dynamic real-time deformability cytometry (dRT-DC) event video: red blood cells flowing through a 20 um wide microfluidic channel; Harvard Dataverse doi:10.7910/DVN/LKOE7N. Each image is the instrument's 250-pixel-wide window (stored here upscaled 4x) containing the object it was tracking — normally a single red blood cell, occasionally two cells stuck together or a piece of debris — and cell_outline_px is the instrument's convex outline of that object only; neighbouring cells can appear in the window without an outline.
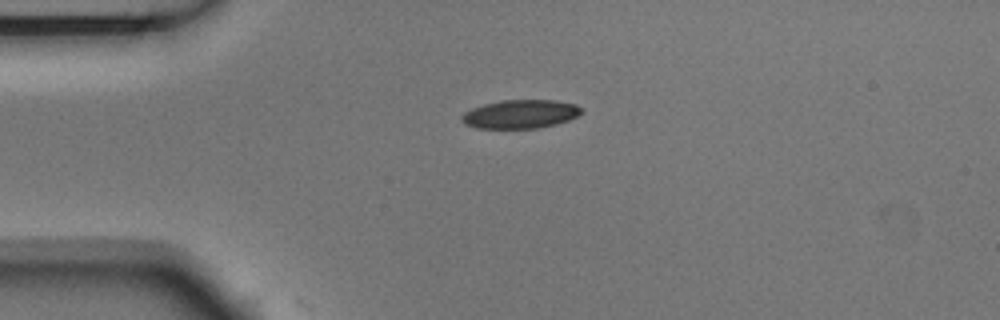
{"species": "Egyptian fruit bat (a non-hibernating species)", "species_latin": "Rousettus aegyptiacus", "temperature_condition": "room temperature", "stored_images_in_passage": 3, "camera_frame_rate_fps": 3000, "um_per_image_px": 0.085, "animal": {"sex": "male"}, "frame": {"image": 1, "passage_image": 1, "time_ms": 0.0, "image_size_px": [1000, 320], "cell_outline_px": [[584, 112], [568, 120], [556, 124], [536, 128], [476, 128], [464, 124], [460, 120], [460, 116], [464, 112], [472, 108], [484, 104], [500, 100], [556, 100], [576, 104]], "centroid_in_image_um": [44.2, 9.69], "position_along_channel_um": 40.8, "area_um2": 20.06}}